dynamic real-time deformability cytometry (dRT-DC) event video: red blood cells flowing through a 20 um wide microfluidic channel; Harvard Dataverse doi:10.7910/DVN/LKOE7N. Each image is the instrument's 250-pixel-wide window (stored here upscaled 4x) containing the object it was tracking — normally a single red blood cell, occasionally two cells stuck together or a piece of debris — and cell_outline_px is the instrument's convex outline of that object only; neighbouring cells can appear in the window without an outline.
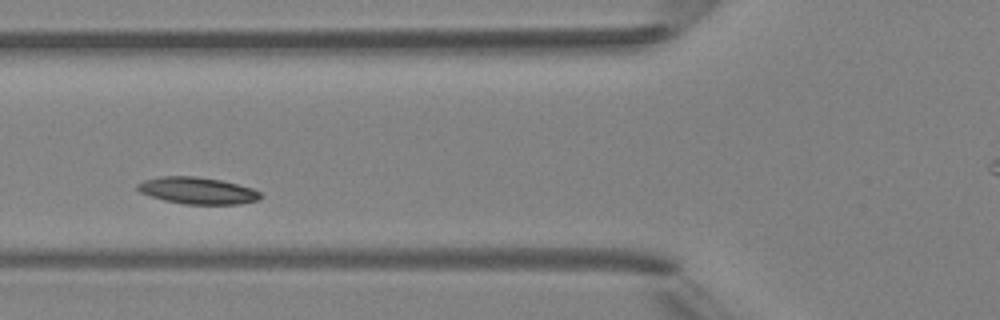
{"species": "Egyptian fruit bat (a non-hibernating species)", "species_latin": "Rousettus aegyptiacus", "temperature_condition": "room temperature", "stored_images_in_passage": 6, "camera_frame_rate_fps": 3000, "um_per_image_px": 0.085, "animal": {"sex": "female"}, "frame": {"image": 1, "passage_image": 6, "time_ms": 5.667, "image_size_px": [1000, 320], "cell_outline_px": [[264, 196], [260, 200], [240, 204], [184, 204], [164, 200], [140, 192], [136, 188], [136, 184], [144, 180], [160, 176], [196, 176], [220, 180], [252, 188], [260, 192]], "centroid_in_image_um": [16.81, 16.2], "position_along_channel_um": 109.0, "area_um2": 19.25}}